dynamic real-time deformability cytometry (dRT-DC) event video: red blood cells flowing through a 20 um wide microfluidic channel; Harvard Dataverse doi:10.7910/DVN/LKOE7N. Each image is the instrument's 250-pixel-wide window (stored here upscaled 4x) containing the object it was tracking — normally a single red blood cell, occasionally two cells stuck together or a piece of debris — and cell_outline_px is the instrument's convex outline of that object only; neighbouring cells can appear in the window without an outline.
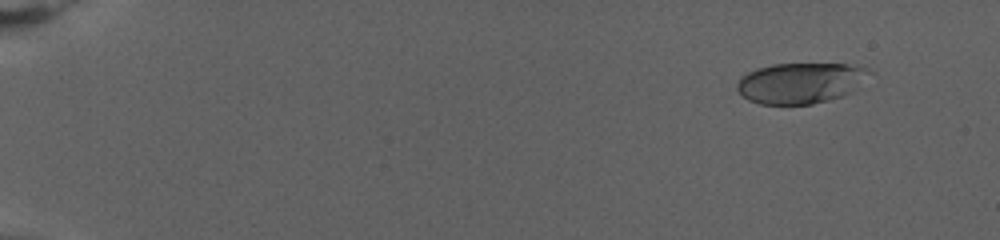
{"species": "human", "species_latin": "Homo sapiens", "temperature_condition": "warm", "stored_images_in_passage": 38, "camera_frame_rate_fps": 3000, "um_per_image_px": 0.085, "donor": {"sex": "female"}, "frame": {"image": 1, "passage_image": 3, "time_ms": 0.667, "image_size_px": [1000, 240], "cell_outline_px": [[876, 72], [852, 92], [844, 96], [812, 104], [760, 104], [748, 100], [736, 88], [736, 84], [740, 76], [756, 68], [772, 64], [856, 64], [868, 68]], "centroid_in_image_um": [68.12, 7.04], "position_along_channel_um": 16.9, "area_um2": 31.96}}
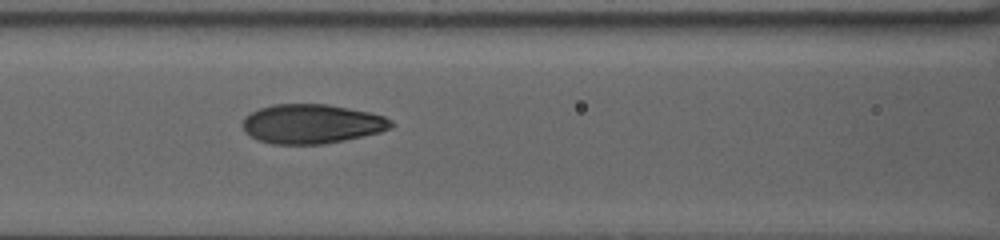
{"frame": {"image": 2, "passage_image": 28, "time_ms": 9.0, "image_size_px": [1000, 240], "cell_outline_px": [[396, 124], [392, 128], [380, 132], [344, 140], [324, 144], [272, 144], [260, 140], [244, 132], [244, 116], [260, 108], [272, 104], [328, 104], [368, 112], [384, 116], [392, 120]], "centroid_in_image_um": [26.53, 10.53], "position_along_channel_um": 140.1, "area_um2": 33.99}}
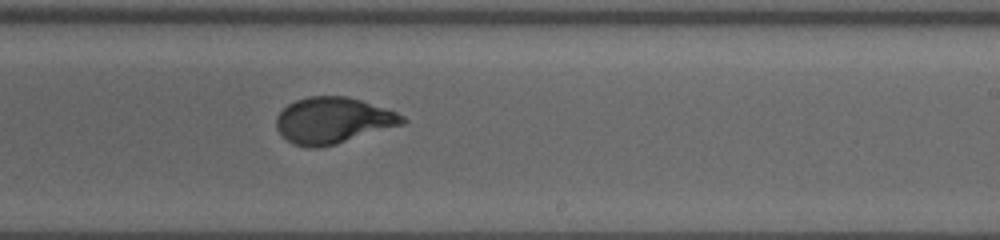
{"frame": {"image": 3, "passage_image": 38, "time_ms": 12.333, "image_size_px": [1000, 240], "cell_outline_px": [[408, 120], [404, 124], [336, 144], [320, 148], [308, 148], [292, 144], [276, 128], [276, 116], [288, 104], [296, 100], [308, 96], [348, 96], [396, 112], [404, 116]], "centroid_in_image_um": [28.3, 10.24], "position_along_channel_um": 260.7, "area_um2": 33.93}}